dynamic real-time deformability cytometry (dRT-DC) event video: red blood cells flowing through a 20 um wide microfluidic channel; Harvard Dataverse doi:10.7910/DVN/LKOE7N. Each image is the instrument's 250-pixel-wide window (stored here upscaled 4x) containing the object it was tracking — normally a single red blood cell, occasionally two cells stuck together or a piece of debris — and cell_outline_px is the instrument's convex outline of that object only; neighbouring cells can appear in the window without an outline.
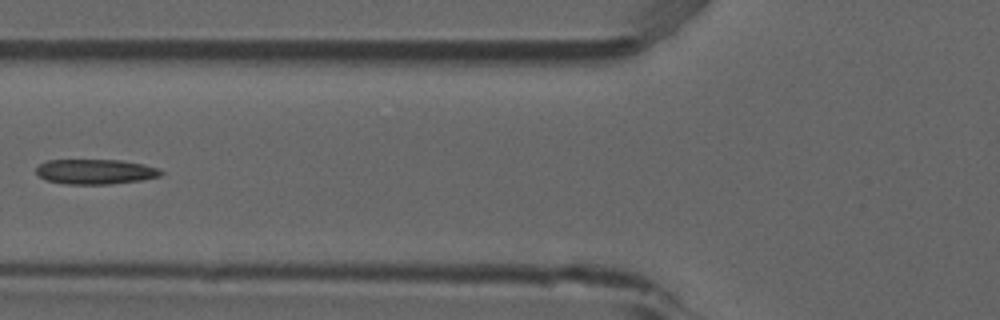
{"species": "common noctule bat (a hibernating species)", "species_latin": "Nyctalus noctula", "temperature_condition": "room temperature", "stored_images_in_passage": 5, "camera_frame_rate_fps": 3000, "um_per_image_px": 0.085, "animal": {"sex": "male", "forearm_length_mm": 52.5}, "frame": {"image": 1, "passage_image": 5, "time_ms": 1.333, "image_size_px": [1000, 320], "cell_outline_px": [[164, 172], [160, 176], [140, 180], [108, 184], [68, 184], [44, 180], [36, 172], [36, 168], [40, 164], [48, 160], [120, 160], [160, 168]], "centroid_in_image_um": [8.1, 14.59], "position_along_channel_um": 117.7, "area_um2": 18.03}}